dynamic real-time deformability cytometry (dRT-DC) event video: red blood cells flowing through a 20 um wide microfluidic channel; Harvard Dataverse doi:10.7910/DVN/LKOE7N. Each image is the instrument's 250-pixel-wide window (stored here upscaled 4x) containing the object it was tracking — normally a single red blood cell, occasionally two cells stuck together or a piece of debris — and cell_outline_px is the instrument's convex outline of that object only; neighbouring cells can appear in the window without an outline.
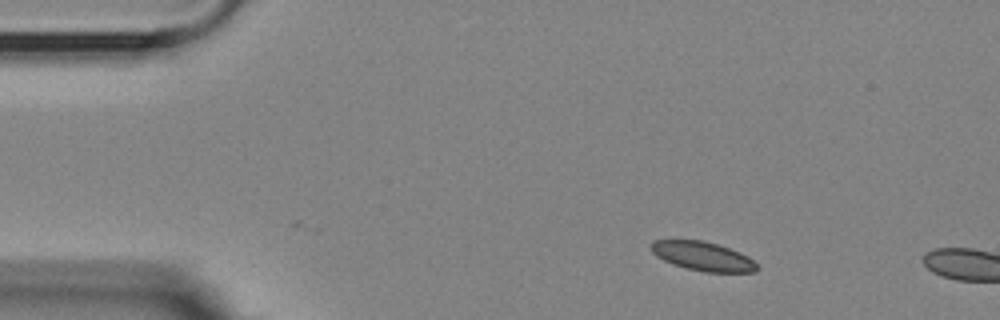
{"species": "Egyptian fruit bat (a non-hibernating species)", "species_latin": "Rousettus aegyptiacus", "temperature_condition": "room temperature", "stored_images_in_passage": 4, "camera_frame_rate_fps": 3000, "um_per_image_px": 0.085, "animal": {"sex": "female"}, "frame": {"image": 1, "passage_image": 1, "time_ms": 0.0, "image_size_px": [1000, 320], "cell_outline_px": [[760, 268], [756, 272], [704, 272], [672, 264], [656, 256], [652, 252], [652, 240], [704, 240], [740, 252], [748, 256]], "centroid_in_image_um": [59.76, 21.78], "position_along_channel_um": 25.2, "area_um2": 17.8}}